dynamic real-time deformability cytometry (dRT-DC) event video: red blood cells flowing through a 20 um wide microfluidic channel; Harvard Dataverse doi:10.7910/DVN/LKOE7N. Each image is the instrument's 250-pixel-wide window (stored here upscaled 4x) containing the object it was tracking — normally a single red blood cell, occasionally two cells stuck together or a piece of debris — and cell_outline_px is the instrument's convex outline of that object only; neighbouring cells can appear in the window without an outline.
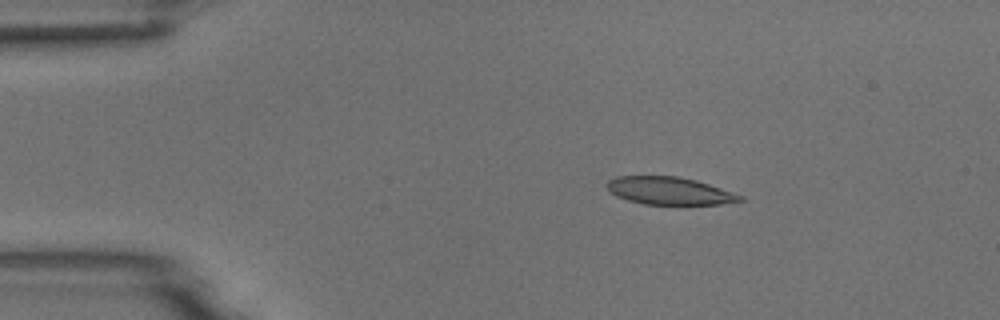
{"species": "common noctule bat (a hibernating species)", "species_latin": "Nyctalus noctula", "temperature_condition": "room temperature", "stored_images_in_passage": 6, "camera_frame_rate_fps": 3000, "um_per_image_px": 0.085, "animal": {"sex": "male", "body_mass_g": 18.8}, "frame": {"image": 1, "passage_image": 3, "time_ms": 2.333, "image_size_px": [1000, 320], "cell_outline_px": [[744, 200], [720, 204], [644, 204], [628, 200], [616, 196], [604, 184], [608, 180], [616, 176], [680, 176], [696, 180], [744, 196]], "centroid_in_image_um": [56.87, 16.21], "position_along_channel_um": 28.1, "area_um2": 21.33}}